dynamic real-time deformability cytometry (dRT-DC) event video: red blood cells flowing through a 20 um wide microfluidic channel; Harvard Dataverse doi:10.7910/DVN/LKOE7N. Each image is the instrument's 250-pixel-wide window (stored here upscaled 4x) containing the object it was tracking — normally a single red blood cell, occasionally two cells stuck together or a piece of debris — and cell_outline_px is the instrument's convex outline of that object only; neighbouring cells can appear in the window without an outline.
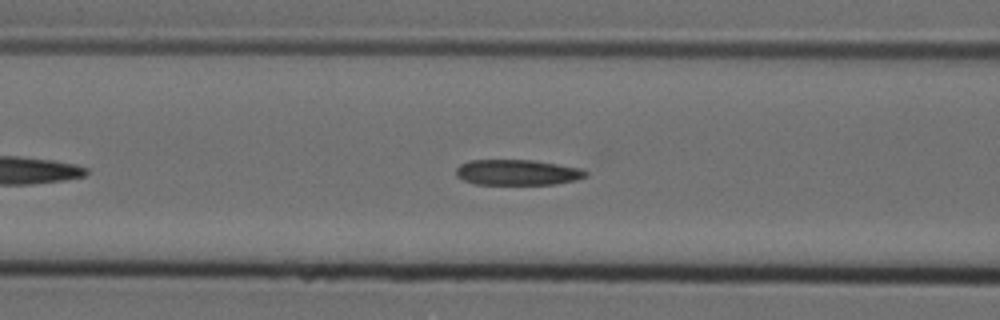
{"species": "Egyptian fruit bat (a non-hibernating species)", "species_latin": "Rousettus aegyptiacus", "temperature_condition": "cold", "stored_images_in_passage": 42, "camera_frame_rate_fps": 3000, "um_per_image_px": 0.085, "animal": {"sex": "female"}, "frame": {"image": 1, "passage_image": 11, "time_ms": 3.333, "image_size_px": [1000, 320], "cell_outline_px": [[588, 176], [576, 180], [556, 184], [476, 184], [464, 180], [456, 176], [456, 168], [460, 164], [468, 160], [532, 160], [580, 168], [588, 172]], "centroid_in_image_um": [43.97, 14.65], "position_along_channel_um": 122.6, "area_um2": 19.31}}
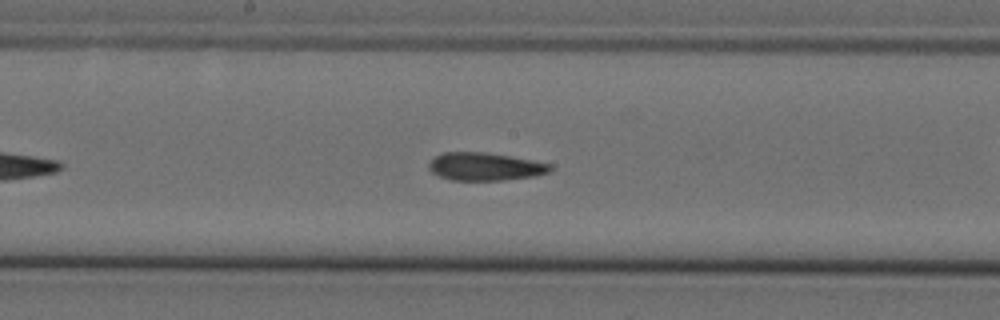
{"frame": {"image": 2, "passage_image": 18, "time_ms": 5.667, "image_size_px": [1000, 320], "cell_outline_px": [[552, 168], [548, 172], [536, 176], [504, 180], [452, 180], [440, 176], [432, 172], [428, 168], [428, 160], [444, 152], [488, 152], [532, 160], [552, 164]], "centroid_in_image_um": [41.21, 14.15], "position_along_channel_um": 207.0, "area_um2": 19.83}}
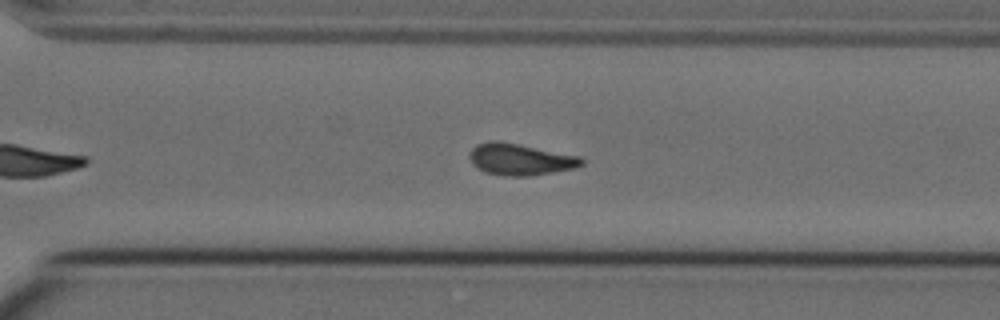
{"frame": {"image": 3, "passage_image": 28, "time_ms": 9.0, "image_size_px": [1000, 320], "cell_outline_px": [[584, 164], [576, 168], [528, 176], [504, 176], [484, 172], [476, 168], [472, 164], [468, 156], [468, 152], [476, 144], [492, 140], [496, 140], [580, 156], [584, 160]], "centroid_in_image_um": [44.17, 13.55], "position_along_channel_um": 326.4, "area_um2": 20.75}, "authors_computed_cell_mechanics": {"area_um2": 19.8254, "velocity_mm_per_s": 3.6092, "shape_relaxation_time_tau1_ms": 10.9013, "shape_relaxation_time_tau2_ms": 4.7656, "deformation_change_tau1": 0.2111, "deformation_change_tau2": 0.1311}}